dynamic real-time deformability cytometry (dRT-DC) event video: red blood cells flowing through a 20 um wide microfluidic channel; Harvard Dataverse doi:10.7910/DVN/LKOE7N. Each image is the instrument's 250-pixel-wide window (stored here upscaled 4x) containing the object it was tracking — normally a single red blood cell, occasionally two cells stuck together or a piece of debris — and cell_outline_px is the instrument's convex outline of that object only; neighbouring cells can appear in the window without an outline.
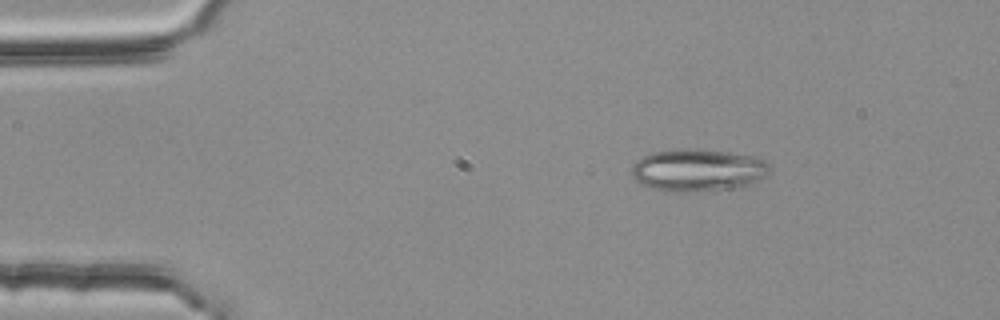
{"species": "common noctule bat (a hibernating species)", "species_latin": "Nyctalus noctula", "temperature_condition": "room temperature", "stored_images_in_passage": 46, "camera_frame_rate_fps": 3000, "um_per_image_px": 0.085, "animal": {"sex": "female", "body_mass_g": 25.1}, "frame": {"image": 1, "passage_image": 1, "time_ms": 0.0, "image_size_px": [1000, 320], "cell_outline_px": [[772, 168], [756, 184], [740, 188], [684, 192], [656, 188], [640, 184], [632, 176], [632, 164], [636, 160], [652, 152], [684, 148], [696, 148], [760, 156]], "centroid_in_image_um": [59.39, 14.45], "position_along_channel_um": 25.6, "area_um2": 34.51}}
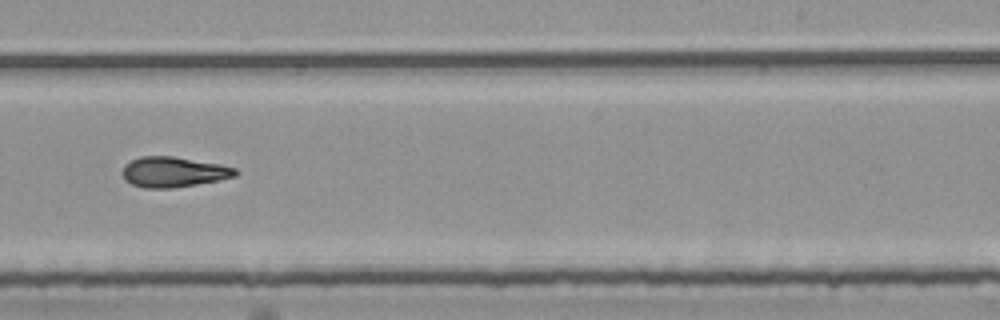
{"frame": {"image": 2, "passage_image": 26, "time_ms": 8.333, "image_size_px": [1000, 320], "cell_outline_px": [[240, 172], [236, 176], [196, 184], [172, 188], [144, 188], [132, 184], [124, 180], [124, 164], [140, 156], [172, 156], [220, 164], [236, 168]], "centroid_in_image_um": [14.75, 14.61], "position_along_channel_um": 274.2, "area_um2": 19.83}}
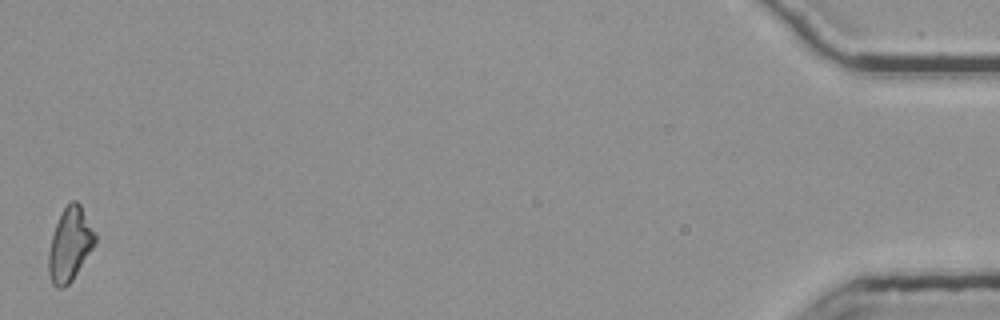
{"frame": {"image": 3, "passage_image": 46, "time_ms": 15.0, "image_size_px": [1000, 320], "cell_outline_px": [[96, 244], [72, 280], [68, 284], [60, 288], [56, 288], [52, 284], [48, 272], [48, 252], [52, 236], [56, 224], [64, 208], [72, 200], [76, 200], [80, 204], [96, 232]], "centroid_in_image_um": [5.95, 20.78], "position_along_channel_um": 429.2, "area_um2": 19.94}, "authors_computed_cell_mechanics": {"area_um2": 19.6231, "velocity_mm_per_s": 3.8023, "shape_relaxation_time_tau1_ms": null, "shape_relaxation_time_tau2_ms": 4.5906, "deformation_change_tau1": null, "deformation_change_tau2": 0.1312}}